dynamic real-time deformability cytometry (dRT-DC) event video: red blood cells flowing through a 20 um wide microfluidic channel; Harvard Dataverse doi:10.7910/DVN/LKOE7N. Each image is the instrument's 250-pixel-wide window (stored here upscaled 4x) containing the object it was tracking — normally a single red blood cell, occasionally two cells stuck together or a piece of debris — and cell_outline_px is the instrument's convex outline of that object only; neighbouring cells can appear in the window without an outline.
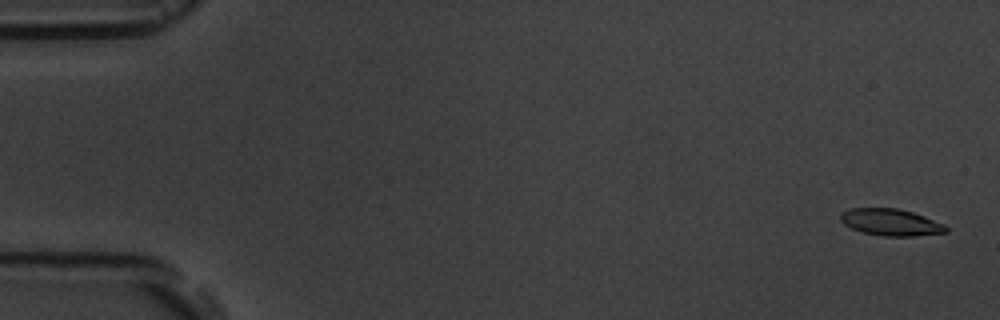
{"species": "common noctule bat (a hibernating species)", "species_latin": "Nyctalus noctula", "temperature_condition": "room temperature", "stored_images_in_passage": 5, "camera_frame_rate_fps": 3000, "um_per_image_px": 0.085, "animal": {"sex": "male", "body_mass_g": 19.5, "forearm_length_mm": 54.6}, "frame": {"image": 1, "passage_image": 1, "time_ms": 0.0, "image_size_px": [1000, 320], "cell_outline_px": [[948, 232], [916, 236], [880, 236], [864, 232], [852, 228], [844, 224], [840, 220], [840, 216], [848, 208], [900, 208], [924, 216], [944, 224], [948, 228]], "centroid_in_image_um": [75.74, 18.89], "position_along_channel_um": 9.3, "area_um2": 16.47}}
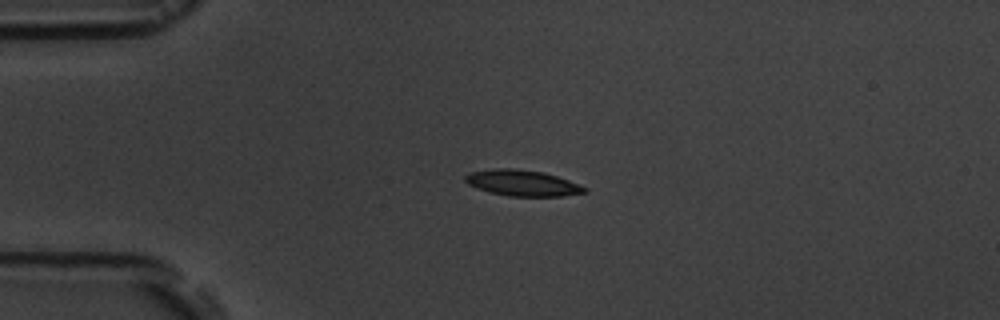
{"frame": {"image": 2, "passage_image": 4, "time_ms": 4.0, "image_size_px": [1000, 320], "cell_outline_px": [[588, 192], [564, 196], [508, 196], [488, 192], [476, 188], [468, 184], [464, 180], [464, 176], [468, 172], [496, 168], [512, 168], [544, 172], [568, 180], [588, 188]], "centroid_in_image_um": [44.38, 15.55], "position_along_channel_um": 40.6, "area_um2": 18.21}}